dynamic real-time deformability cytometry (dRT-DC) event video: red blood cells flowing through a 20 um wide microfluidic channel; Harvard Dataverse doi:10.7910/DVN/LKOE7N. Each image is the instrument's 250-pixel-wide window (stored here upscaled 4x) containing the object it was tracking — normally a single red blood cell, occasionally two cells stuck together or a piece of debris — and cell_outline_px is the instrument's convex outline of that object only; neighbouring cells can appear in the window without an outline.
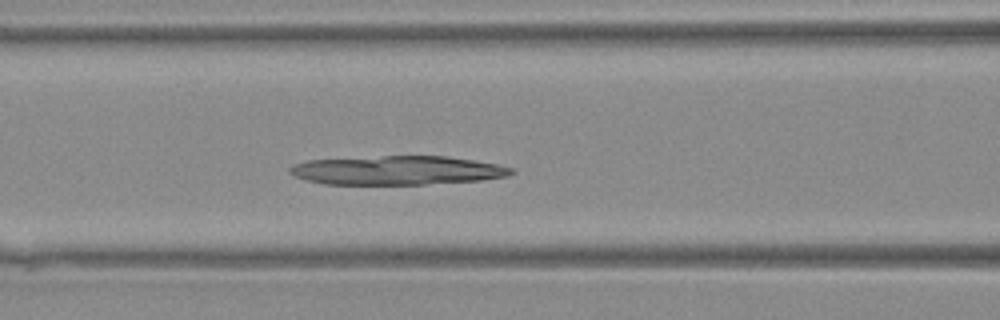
{"species": "Egyptian fruit bat (a non-hibernating species)", "species_latin": "Rousettus aegyptiacus", "temperature_condition": "warm", "stored_images_in_passage": 39, "camera_frame_rate_fps": 3000, "um_per_image_px": 0.085, "animal": {"sex": "female"}, "frame": {"image": 1, "passage_image": 14, "time_ms": 4.333, "image_size_px": [1000, 320], "cell_outline_px": [[516, 172], [508, 176], [480, 180], [424, 184], [324, 184], [308, 180], [296, 176], [288, 172], [288, 168], [292, 164], [308, 160], [384, 156], [448, 156], [496, 164], [512, 168]], "centroid_in_image_um": [33.75, 14.47], "position_along_channel_um": 132.8, "area_um2": 37.17}}
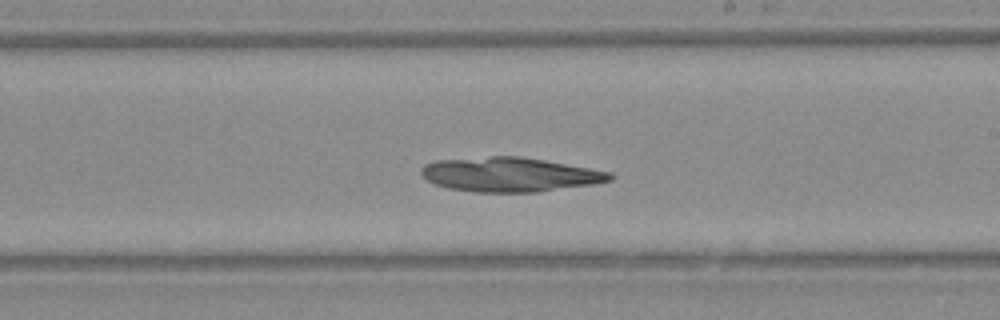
{"frame": {"image": 2, "passage_image": 21, "time_ms": 6.667, "image_size_px": [1000, 320], "cell_outline_px": [[612, 180], [592, 184], [536, 192], [472, 192], [448, 188], [436, 184], [428, 180], [420, 172], [424, 164], [436, 160], [492, 156], [520, 156], [544, 160], [612, 172]], "centroid_in_image_um": [43.31, 14.83], "position_along_channel_um": 245.7, "area_um2": 37.57}}
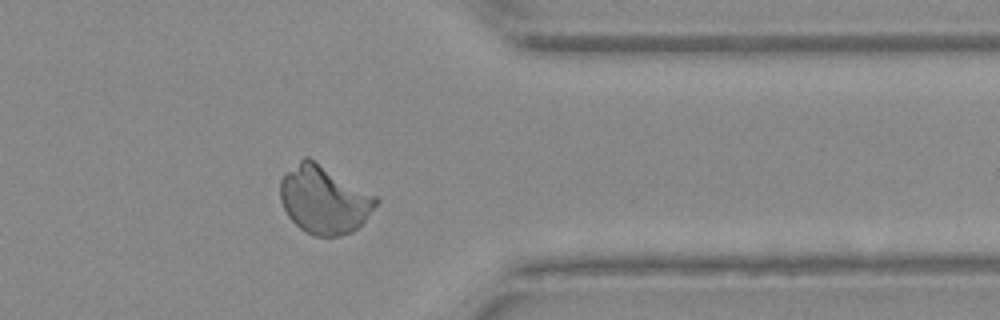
{"frame": {"image": 3, "passage_image": 30, "time_ms": 9.667, "image_size_px": [1000, 320], "cell_outline_px": [[380, 200], [364, 220], [352, 232], [340, 236], [316, 236], [304, 232], [288, 216], [280, 200], [280, 180], [284, 172], [304, 156], [308, 156], [376, 196]], "centroid_in_image_um": [27.5, 16.96], "position_along_channel_um": 383.9, "area_um2": 37.8}}